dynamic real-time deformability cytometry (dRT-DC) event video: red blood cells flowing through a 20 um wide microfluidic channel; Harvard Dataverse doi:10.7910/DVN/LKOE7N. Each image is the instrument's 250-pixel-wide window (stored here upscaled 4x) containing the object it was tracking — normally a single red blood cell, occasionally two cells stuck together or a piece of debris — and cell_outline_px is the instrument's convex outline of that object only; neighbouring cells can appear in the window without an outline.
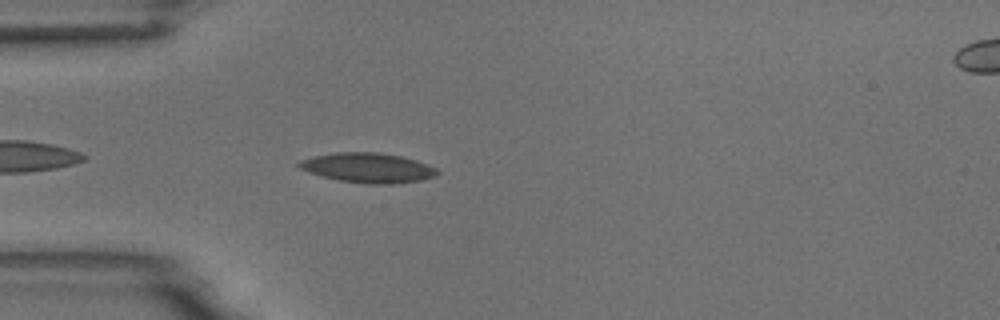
{"species": "common noctule bat (a hibernating species)", "species_latin": "Nyctalus noctula", "temperature_condition": "room temperature", "stored_images_in_passage": 20, "camera_frame_rate_fps": 3000, "um_per_image_px": 0.085, "animal": {"sex": "male", "body_mass_g": 18.8}, "frame": {"image": 1, "passage_image": 4, "time_ms": 1.0, "image_size_px": [1000, 320], "cell_outline_px": [[440, 172], [436, 176], [420, 180], [392, 184], [368, 184], [340, 180], [320, 176], [308, 172], [300, 168], [296, 164], [300, 160], [312, 156], [336, 152], [380, 152], [400, 156], [416, 160], [436, 168]], "centroid_in_image_um": [31.25, 14.26], "position_along_channel_um": 53.7, "area_um2": 24.04}}
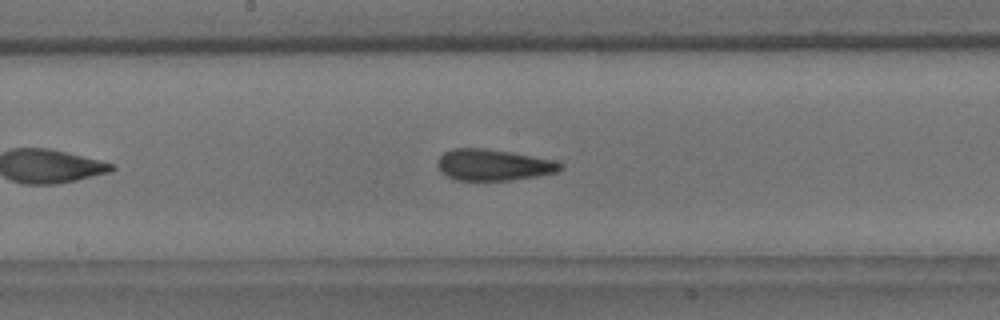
{"frame": {"image": 2, "passage_image": 17, "time_ms": 5.333, "image_size_px": [1000, 320], "cell_outline_px": [[564, 168], [556, 172], [536, 176], [512, 180], [456, 180], [440, 172], [440, 156], [444, 152], [452, 148], [484, 148], [556, 160], [564, 164]], "centroid_in_image_um": [41.98, 14.02], "position_along_channel_um": 206.2, "area_um2": 22.2}}